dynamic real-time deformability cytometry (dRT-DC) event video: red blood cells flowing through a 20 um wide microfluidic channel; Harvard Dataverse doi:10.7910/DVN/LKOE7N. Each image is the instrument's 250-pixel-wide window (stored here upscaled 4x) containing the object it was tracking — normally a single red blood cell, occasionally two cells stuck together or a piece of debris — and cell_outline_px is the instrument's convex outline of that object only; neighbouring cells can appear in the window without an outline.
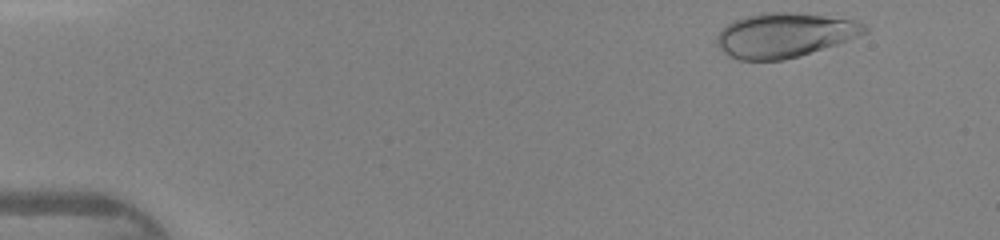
{"species": "human", "species_latin": "Homo sapiens", "temperature_condition": "warm", "stored_images_in_passage": 37, "camera_frame_rate_fps": 3000, "um_per_image_px": 0.085, "donor": {"sex": "female"}, "frame": {"image": 1, "passage_image": 1, "time_ms": 0.0, "image_size_px": [1000, 240], "cell_outline_px": [[868, 32], [836, 44], [800, 56], [784, 60], [740, 60], [728, 56], [716, 44], [716, 36], [728, 24], [736, 20], [760, 12], [788, 12], [852, 20], [864, 24], [868, 28]], "centroid_in_image_um": [66.65, 3.0], "position_along_channel_um": 18.4, "area_um2": 37.8}}
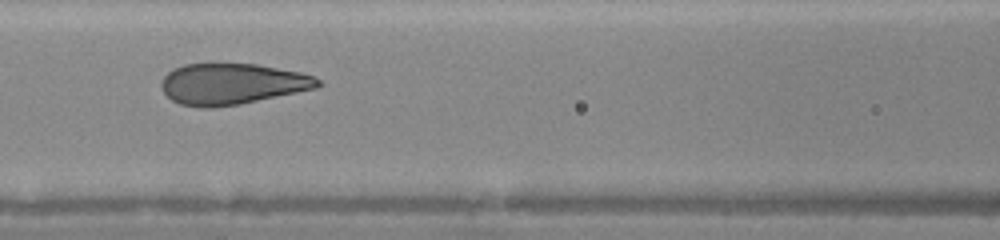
{"frame": {"image": 2, "passage_image": 17, "time_ms": 5.333, "image_size_px": [1000, 240], "cell_outline_px": [[324, 84], [316, 88], [240, 104], [212, 108], [204, 108], [180, 104], [172, 100], [164, 92], [160, 84], [164, 76], [168, 72], [184, 64], [256, 64], [300, 72], [312, 76], [320, 80]], "centroid_in_image_um": [19.73, 7.14], "position_along_channel_um": 146.9, "area_um2": 37.22}}
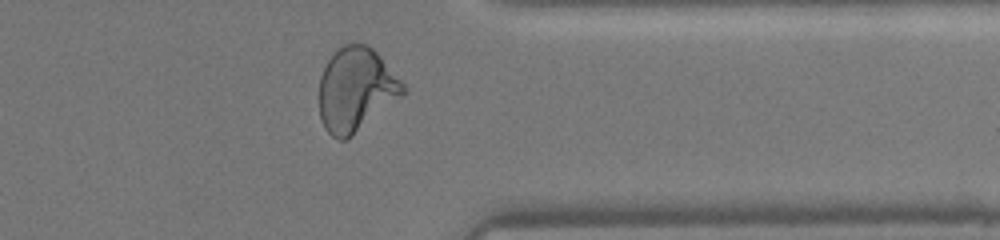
{"frame": {"image": 3, "passage_image": 33, "time_ms": 10.667, "image_size_px": [1000, 240], "cell_outline_px": [[404, 96], [352, 136], [344, 140], [340, 140], [332, 136], [324, 128], [320, 116], [320, 76], [328, 60], [344, 44], [368, 44], [380, 56], [404, 84]], "centroid_in_image_um": [30.27, 7.64], "position_along_channel_um": 381.1, "area_um2": 40.69}}